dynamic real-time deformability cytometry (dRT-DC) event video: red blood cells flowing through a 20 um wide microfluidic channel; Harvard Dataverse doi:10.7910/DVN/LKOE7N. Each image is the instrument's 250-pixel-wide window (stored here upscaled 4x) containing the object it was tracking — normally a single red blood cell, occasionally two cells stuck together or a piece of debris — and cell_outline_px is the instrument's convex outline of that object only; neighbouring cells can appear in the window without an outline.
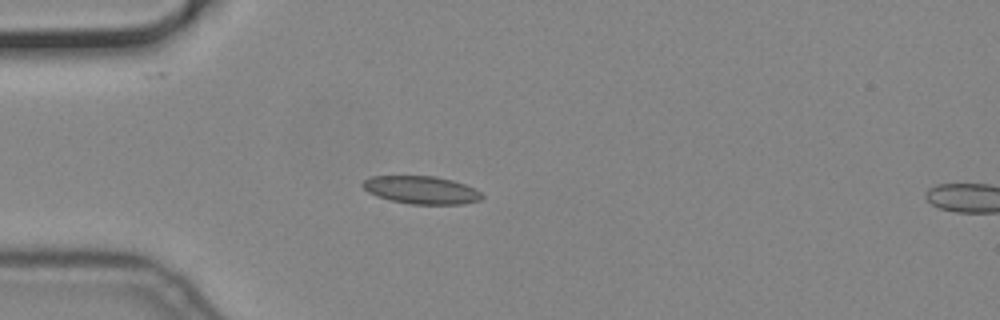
{"species": "common noctule bat (a hibernating species)", "species_latin": "Nyctalus noctula", "temperature_condition": "cold", "stored_images_in_passage": 17, "camera_frame_rate_fps": 3000, "um_per_image_px": 0.085, "animal": {"sex": "male", "body_mass_g": 19.2, "forearm_length_mm": 51.8}, "frame": {"image": 1, "passage_image": 15, "time_ms": 4.667, "image_size_px": [1000, 320], "cell_outline_px": [[484, 196], [480, 200], [464, 204], [412, 204], [392, 200], [376, 196], [368, 192], [360, 184], [368, 176], [436, 176], [452, 180], [476, 188]], "centroid_in_image_um": [35.81, 16.14], "position_along_channel_um": 49.2, "area_um2": 19.42}}